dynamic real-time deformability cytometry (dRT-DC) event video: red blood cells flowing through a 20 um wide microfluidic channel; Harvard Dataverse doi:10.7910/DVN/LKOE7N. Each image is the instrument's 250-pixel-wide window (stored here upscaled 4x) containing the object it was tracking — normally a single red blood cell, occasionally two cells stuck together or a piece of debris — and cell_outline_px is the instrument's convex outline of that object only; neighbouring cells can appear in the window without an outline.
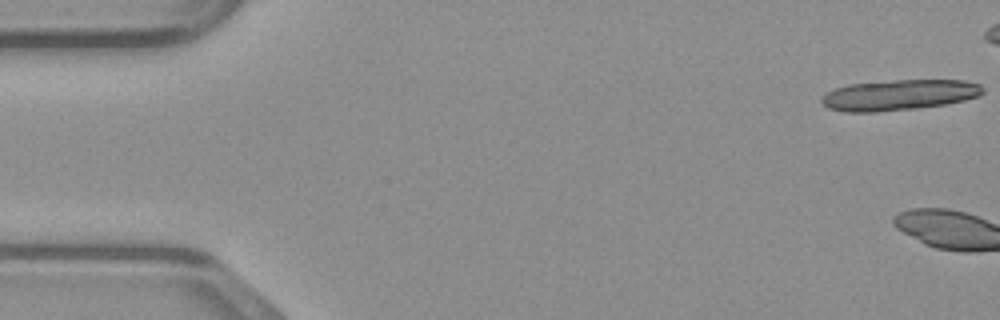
{"species": "common noctule bat (a hibernating species)", "species_latin": "Nyctalus noctula", "temperature_condition": "warm", "stored_images_in_passage": 3, "camera_frame_rate_fps": 3000, "um_per_image_px": 0.085, "animal": {"sex": "male", "body_mass_g": 23.1, "forearm_length_mm": 52.7}, "frame": {"image": 1, "passage_image": 1, "time_ms": 0.0, "image_size_px": [1000, 320], "cell_outline_px": [[984, 92], [980, 96], [964, 100], [944, 104], [916, 108], [876, 112], [844, 112], [828, 108], [820, 100], [828, 92], [836, 88], [848, 84], [896, 80], [964, 80], [980, 84], [984, 88]], "centroid_in_image_um": [76.45, 8.07], "position_along_channel_um": 8.6, "area_um2": 28.73}}